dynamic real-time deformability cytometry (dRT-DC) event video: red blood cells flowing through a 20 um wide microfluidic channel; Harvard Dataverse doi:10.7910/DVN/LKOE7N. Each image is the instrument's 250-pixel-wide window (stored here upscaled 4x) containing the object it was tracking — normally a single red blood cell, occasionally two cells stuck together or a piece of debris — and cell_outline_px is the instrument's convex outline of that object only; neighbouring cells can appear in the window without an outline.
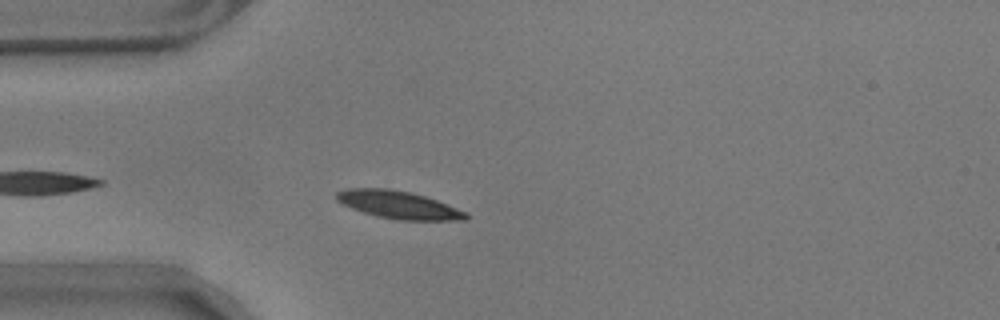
{"species": "common noctule bat (a hibernating species)", "species_latin": "Nyctalus noctula", "temperature_condition": "warm", "stored_images_in_passage": 10, "camera_frame_rate_fps": 3000, "um_per_image_px": 0.085, "animal": {"sex": "male", "body_mass_g": 17.9}, "frame": {"image": 1, "passage_image": 5, "time_ms": 1.333, "image_size_px": [1000, 320], "cell_outline_px": [[468, 216], [464, 220], [400, 220], [376, 216], [352, 208], [336, 200], [336, 192], [348, 188], [388, 188], [412, 192], [436, 200], [468, 212]], "centroid_in_image_um": [33.88, 17.4], "position_along_channel_um": 51.1, "area_um2": 20.81}}